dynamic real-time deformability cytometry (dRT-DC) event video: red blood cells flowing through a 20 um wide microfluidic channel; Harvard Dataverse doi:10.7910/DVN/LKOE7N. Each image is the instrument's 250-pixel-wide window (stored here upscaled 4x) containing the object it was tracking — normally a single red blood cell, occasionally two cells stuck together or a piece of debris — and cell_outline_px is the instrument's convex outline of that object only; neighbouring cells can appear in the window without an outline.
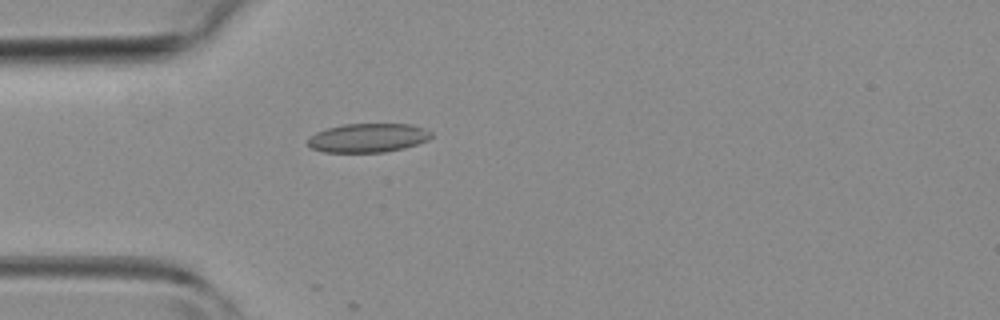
{"species": "common noctule bat (a hibernating species)", "species_latin": "Nyctalus noctula", "temperature_condition": "room temperature", "stored_images_in_passage": 4, "camera_frame_rate_fps": 3000, "um_per_image_px": 0.085, "animal": {"sex": "female", "body_mass_g": 19.3, "forearm_length_mm": 54.1}, "frame": {"image": 1, "passage_image": 4, "time_ms": 4.333, "image_size_px": [1000, 320], "cell_outline_px": [[432, 136], [428, 140], [404, 148], [384, 152], [324, 152], [312, 148], [308, 144], [308, 140], [316, 132], [328, 128], [344, 124], [412, 124], [424, 128], [432, 132]], "centroid_in_image_um": [31.31, 11.71], "position_along_channel_um": 53.7, "area_um2": 20.69}}